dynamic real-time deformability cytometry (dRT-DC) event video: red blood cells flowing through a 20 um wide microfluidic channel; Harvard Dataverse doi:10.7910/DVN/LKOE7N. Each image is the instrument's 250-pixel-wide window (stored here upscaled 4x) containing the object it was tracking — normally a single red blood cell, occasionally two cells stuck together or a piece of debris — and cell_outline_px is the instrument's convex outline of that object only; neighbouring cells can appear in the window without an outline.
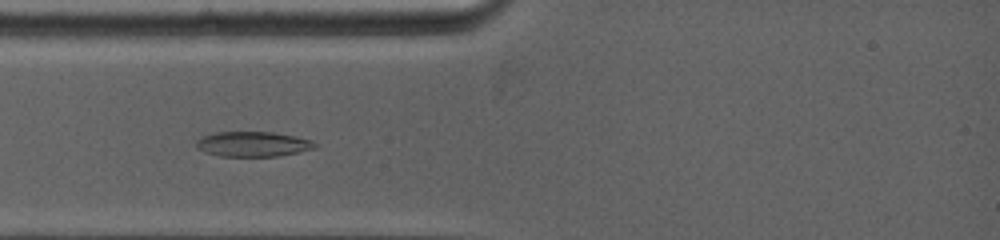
{"species": "common noctule bat (a hibernating species)", "species_latin": "Nyctalus noctula", "temperature_condition": "warm", "stored_images_in_passage": 7, "camera_frame_rate_fps": 5000, "um_per_image_px": 0.085, "animal": {"sex": "female", "body_mass_g": 19.0, "forearm_length_mm": 53.3}, "frame": {"image": 1, "passage_image": 4, "time_ms": 2.0, "image_size_px": [1000, 240], "cell_outline_px": [[316, 148], [300, 152], [280, 156], [220, 156], [204, 152], [196, 148], [196, 140], [200, 136], [216, 132], [272, 132], [296, 136], [312, 140], [316, 144]], "centroid_in_image_um": [21.48, 12.25], "position_along_channel_um": 63.5, "area_um2": 17.51}}
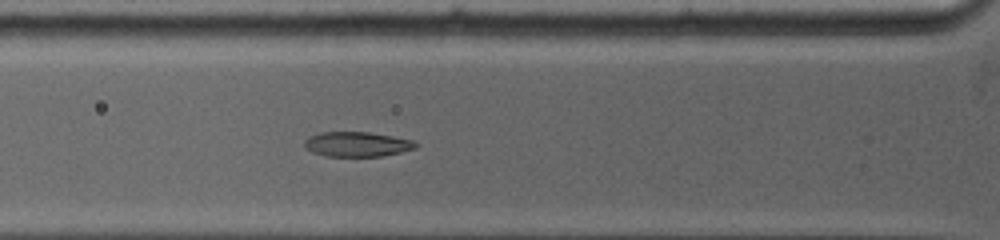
{"frame": {"image": 2, "passage_image": 5, "time_ms": 2.8, "image_size_px": [1000, 240], "cell_outline_px": [[420, 144], [416, 148], [400, 152], [380, 156], [328, 156], [312, 152], [304, 144], [304, 140], [308, 136], [320, 132], [368, 132], [392, 136], [412, 140]], "centroid_in_image_um": [30.35, 12.25], "position_along_channel_um": 95.4, "area_um2": 16.01}}
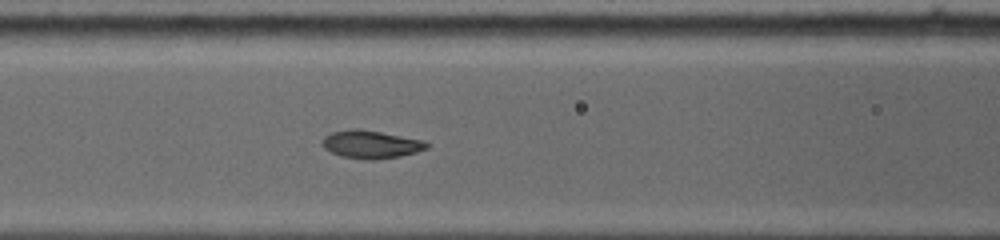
{"frame": {"image": 3, "passage_image": 7, "time_ms": 3.8, "image_size_px": [1000, 240], "cell_outline_px": [[428, 148], [416, 152], [400, 156], [372, 160], [344, 156], [332, 152], [324, 148], [324, 136], [332, 132], [348, 128], [356, 128], [380, 132], [424, 140], [428, 144]], "centroid_in_image_um": [31.55, 12.25], "position_along_channel_um": 135.0, "area_um2": 16.7}}